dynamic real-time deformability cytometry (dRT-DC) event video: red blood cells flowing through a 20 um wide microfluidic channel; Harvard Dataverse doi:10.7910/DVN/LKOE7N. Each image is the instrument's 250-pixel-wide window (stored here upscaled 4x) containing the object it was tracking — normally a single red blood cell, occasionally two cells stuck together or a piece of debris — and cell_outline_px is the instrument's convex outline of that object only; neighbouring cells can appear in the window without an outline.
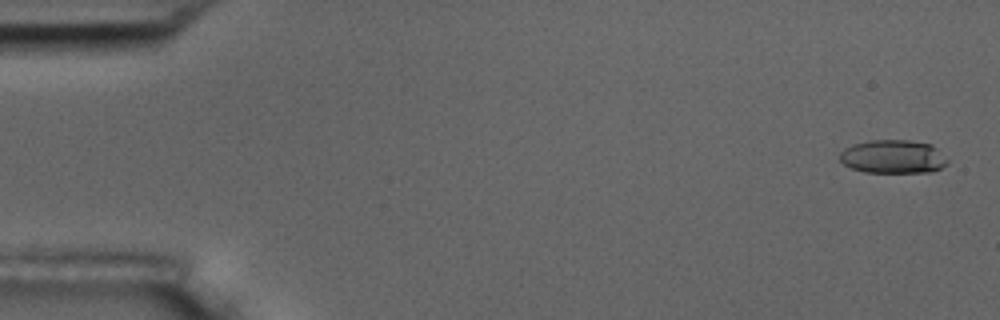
{"species": "common noctule bat (a hibernating species)", "species_latin": "Nyctalus noctula", "temperature_condition": "room temperature", "stored_images_in_passage": 56, "camera_frame_rate_fps": 3000, "um_per_image_px": 0.085, "animal": {"sex": "male", "body_mass_g": 17.5, "forearm_length_mm": 52.3}, "frame": {"image": 1, "passage_image": 2, "time_ms": 0.333, "image_size_px": [1000, 320], "cell_outline_px": [[948, 164], [932, 172], [864, 172], [852, 168], [844, 164], [840, 160], [840, 152], [844, 148], [852, 144], [872, 140], [908, 140], [932, 144], [948, 160]], "centroid_in_image_um": [75.91, 13.31], "position_along_channel_um": 9.1, "area_um2": 21.04}}
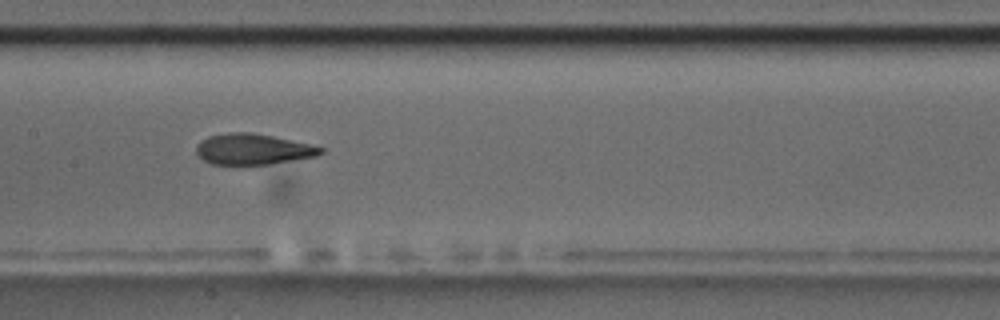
{"frame": {"image": 2, "passage_image": 28, "time_ms": 9.0, "image_size_px": [1000, 320], "cell_outline_px": [[324, 152], [316, 156], [268, 164], [212, 164], [196, 156], [196, 144], [200, 140], [208, 136], [228, 132], [248, 132], [272, 136], [308, 144], [324, 148]], "centroid_in_image_um": [21.43, 12.67], "position_along_channel_um": 186.0, "area_um2": 22.2}}
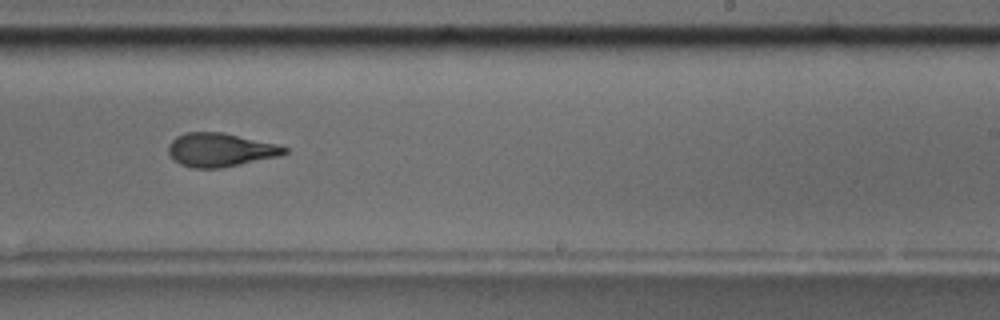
{"frame": {"image": 3, "passage_image": 35, "time_ms": 11.333, "image_size_px": [1000, 320], "cell_outline_px": [[288, 152], [280, 156], [220, 168], [192, 168], [180, 164], [168, 152], [168, 144], [176, 136], [184, 132], [224, 132], [276, 144], [288, 148]], "centroid_in_image_um": [18.72, 12.73], "position_along_channel_um": 270.3, "area_um2": 22.72}, "authors_computed_cell_mechanics": {"area_um2": 22.831, "velocity_mm_per_s": 3.6263, "shape_relaxation_time_tau1_ms": 6.9089, "shape_relaxation_time_tau2_ms": 2.1322, "deformation_change_tau1": 0.2148, "deformation_change_tau2": 0.1014}}